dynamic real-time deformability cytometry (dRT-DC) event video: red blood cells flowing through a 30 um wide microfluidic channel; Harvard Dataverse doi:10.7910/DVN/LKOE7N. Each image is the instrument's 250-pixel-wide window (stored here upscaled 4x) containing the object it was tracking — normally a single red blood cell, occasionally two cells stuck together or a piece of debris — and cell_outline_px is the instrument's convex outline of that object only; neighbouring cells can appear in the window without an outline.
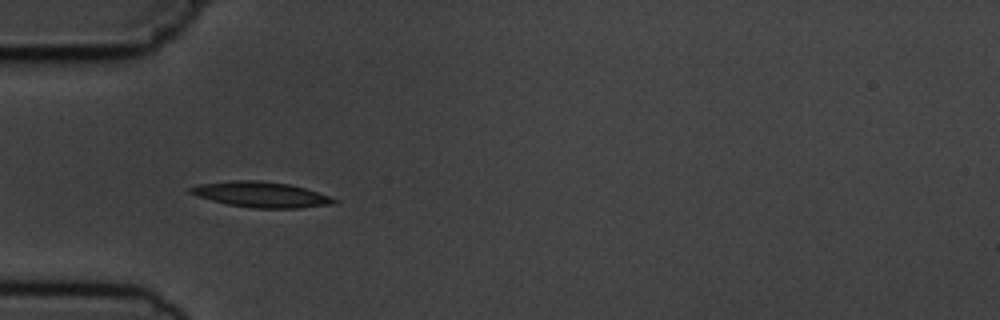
{"species": "common noctule bat (a hibernating species)", "species_latin": "Nyctalus noctula", "temperature_condition": "cold", "stored_images_in_passage": 7, "camera_frame_rate_fps": 3000, "um_per_image_px": 0.085, "animal": {"sex": "male", "body_mass_g": 19.5, "forearm_length_mm": 54.6}, "frame": {"image": 1, "passage_image": 4, "time_ms": 3.333, "image_size_px": [1000, 320], "cell_outline_px": [[340, 200], [336, 204], [300, 208], [252, 208], [228, 204], [196, 196], [188, 192], [188, 188], [200, 184], [232, 180], [260, 180], [288, 184], [304, 188]], "centroid_in_image_um": [22.19, 16.54], "position_along_channel_um": 62.8, "area_um2": 21.33}}
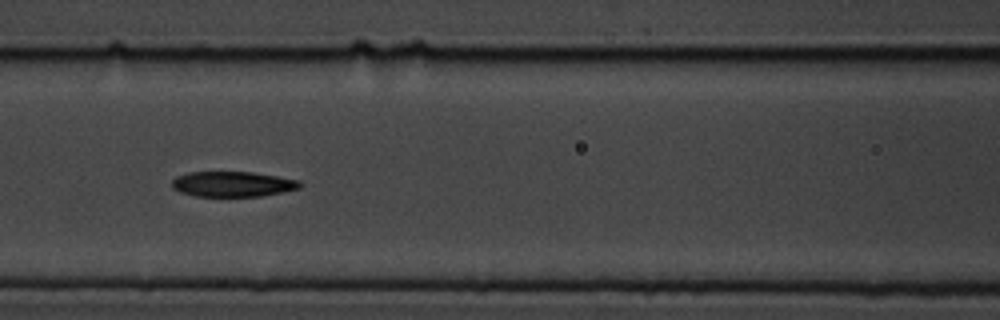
{"frame": {"image": 2, "passage_image": 6, "time_ms": 5.667, "image_size_px": [1000, 320], "cell_outline_px": [[304, 184], [300, 188], [284, 192], [260, 196], [196, 196], [180, 192], [172, 188], [172, 180], [176, 176], [188, 172], [252, 172], [300, 180]], "centroid_in_image_um": [19.79, 15.64], "position_along_channel_um": 146.8, "area_um2": 18.96}}
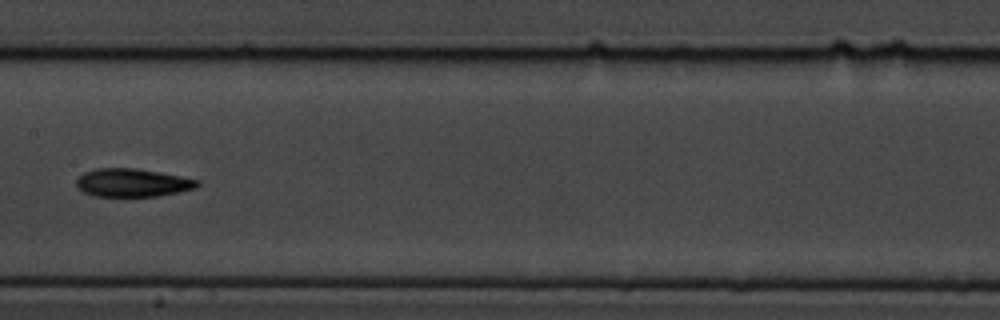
{"frame": {"image": 3, "passage_image": 7, "time_ms": 7.0, "image_size_px": [1000, 320], "cell_outline_px": [[200, 184], [196, 188], [180, 192], [156, 196], [92, 196], [76, 188], [76, 180], [84, 172], [96, 168], [136, 168], [180, 176], [200, 180]], "centroid_in_image_um": [11.25, 15.53], "position_along_channel_um": 196.2, "area_um2": 19.94}}